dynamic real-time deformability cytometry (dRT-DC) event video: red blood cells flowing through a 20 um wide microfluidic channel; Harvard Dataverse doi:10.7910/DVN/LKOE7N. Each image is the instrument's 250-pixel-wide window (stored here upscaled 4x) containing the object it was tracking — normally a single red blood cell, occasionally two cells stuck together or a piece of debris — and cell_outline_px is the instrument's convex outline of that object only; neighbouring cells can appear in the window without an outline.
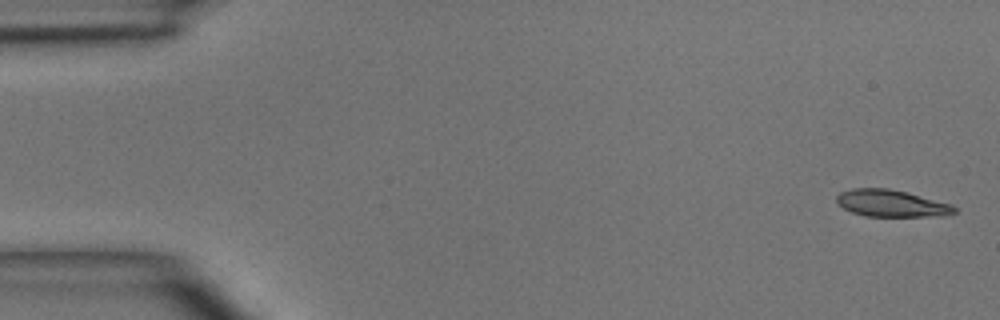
{"species": "common noctule bat (a hibernating species)", "species_latin": "Nyctalus noctula", "temperature_condition": "room temperature", "stored_images_in_passage": 4, "camera_frame_rate_fps": 3000, "um_per_image_px": 0.085, "animal": {"sex": "male", "body_mass_g": 15.6}, "frame": {"image": 1, "passage_image": 1, "time_ms": 0.0, "image_size_px": [1000, 320], "cell_outline_px": [[956, 212], [944, 216], [864, 216], [852, 212], [836, 204], [836, 196], [840, 192], [852, 188], [888, 188], [908, 192], [952, 204], [956, 208]], "centroid_in_image_um": [75.76, 17.28], "position_along_channel_um": 9.2, "area_um2": 18.67}}
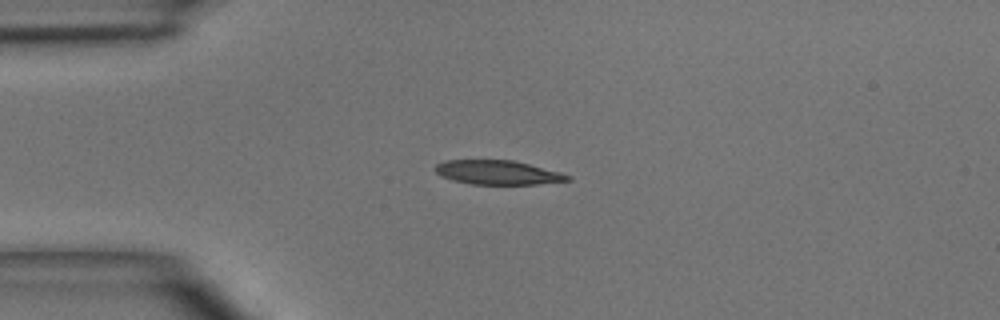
{"frame": {"image": 2, "passage_image": 3, "time_ms": 3.333, "image_size_px": [1000, 320], "cell_outline_px": [[572, 180], [536, 184], [472, 184], [452, 180], [440, 176], [432, 168], [436, 164], [444, 160], [512, 160], [560, 172], [572, 176]], "centroid_in_image_um": [42.27, 14.66], "position_along_channel_um": 42.7, "area_um2": 18.67}}